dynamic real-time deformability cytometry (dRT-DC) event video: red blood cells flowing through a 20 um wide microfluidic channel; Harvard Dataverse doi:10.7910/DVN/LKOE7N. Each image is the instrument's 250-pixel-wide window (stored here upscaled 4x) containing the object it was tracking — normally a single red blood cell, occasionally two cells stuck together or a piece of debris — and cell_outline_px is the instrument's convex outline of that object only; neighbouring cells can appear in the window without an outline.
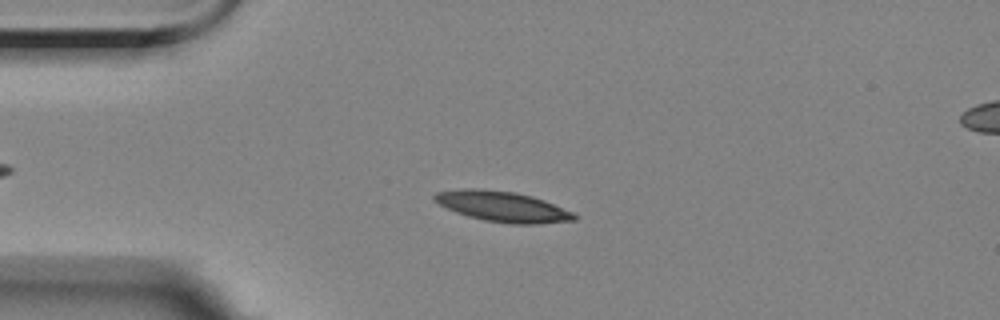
{"species": "Egyptian fruit bat (a non-hibernating species)", "species_latin": "Rousettus aegyptiacus", "temperature_condition": "room temperature", "stored_images_in_passage": 5, "camera_frame_rate_fps": 3000, "um_per_image_px": 0.085, "animal": {"sex": "female"}, "frame": {"image": 1, "passage_image": 2, "time_ms": 1.0, "image_size_px": [1000, 320], "cell_outline_px": [[576, 220], [536, 224], [512, 224], [484, 220], [468, 216], [456, 212], [440, 204], [432, 196], [436, 192], [464, 188], [480, 188], [516, 192], [532, 196], [544, 200], [572, 212], [576, 216]], "centroid_in_image_um": [42.71, 17.55], "position_along_channel_um": 42.3, "area_um2": 24.62}}
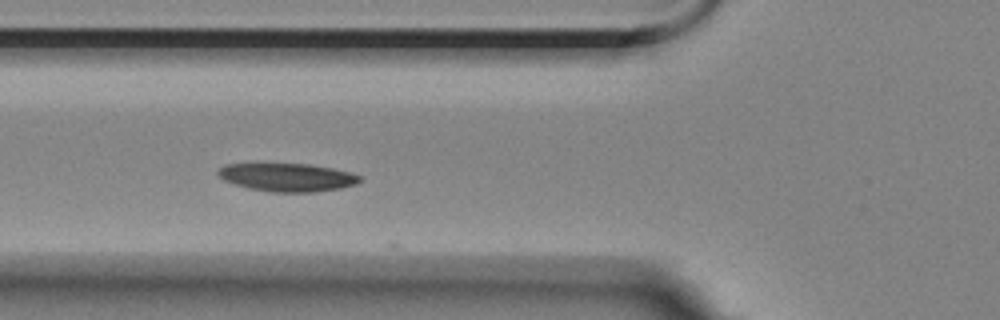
{"frame": {"image": 2, "passage_image": 4, "time_ms": 3.333, "image_size_px": [1000, 320], "cell_outline_px": [[360, 180], [356, 184], [340, 188], [316, 192], [272, 192], [248, 188], [224, 180], [216, 172], [224, 164], [308, 164], [332, 168], [352, 172], [360, 176]], "centroid_in_image_um": [24.43, 15.07], "position_along_channel_um": 101.4, "area_um2": 23.12}}
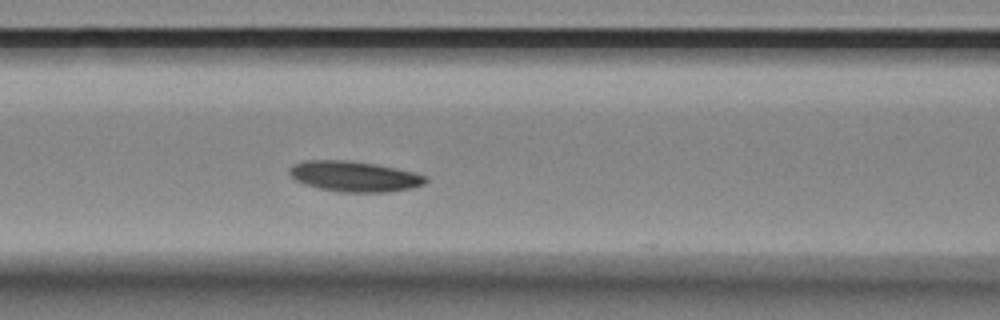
{"frame": {"image": 3, "passage_image": 5, "time_ms": 4.333, "image_size_px": [1000, 320], "cell_outline_px": [[428, 180], [424, 184], [412, 188], [388, 192], [344, 192], [320, 188], [304, 184], [296, 180], [288, 172], [288, 168], [292, 164], [304, 160], [348, 160], [376, 164], [396, 168], [428, 176]], "centroid_in_image_um": [30.11, 14.98], "position_along_channel_um": 136.5, "area_um2": 24.28}}